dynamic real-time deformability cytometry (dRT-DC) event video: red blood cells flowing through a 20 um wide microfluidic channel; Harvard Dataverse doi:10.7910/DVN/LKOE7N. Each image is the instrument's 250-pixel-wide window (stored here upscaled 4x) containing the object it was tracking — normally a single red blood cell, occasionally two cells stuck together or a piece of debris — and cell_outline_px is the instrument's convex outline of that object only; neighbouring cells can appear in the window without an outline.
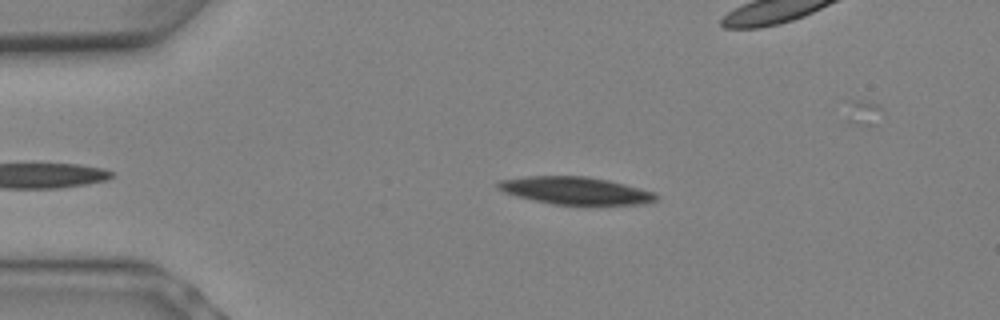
{"species": "Egyptian fruit bat (a non-hibernating species)", "species_latin": "Rousettus aegyptiacus", "temperature_condition": "warm", "stored_images_in_passage": 6, "segment_of_instrument_passage": [1, 2], "camera_frame_rate_fps": 3000, "um_per_image_px": 0.085, "animal": {"sex": "female"}, "frame": {"image": 1, "passage_image": 2, "time_ms": 0.333, "image_size_px": [1000, 320], "cell_outline_px": [[660, 196], [656, 200], [644, 204], [552, 204], [504, 192], [496, 188], [496, 184], [500, 180], [528, 176], [588, 176], [608, 180], [656, 192]], "centroid_in_image_um": [48.95, 16.19], "position_along_channel_um": 36.1, "area_um2": 25.09}}
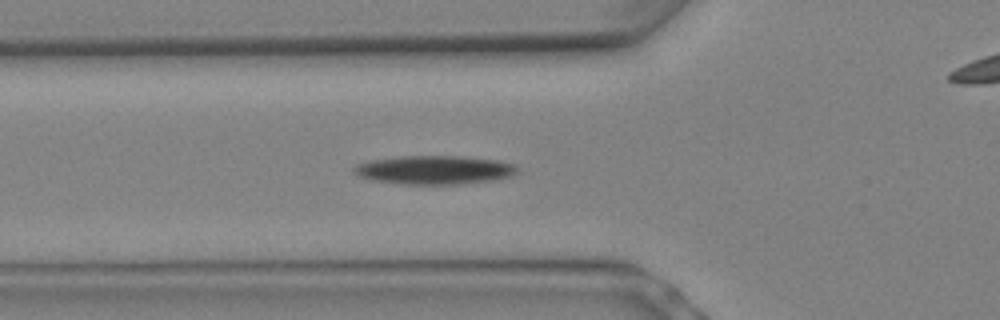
{"frame": {"image": 2, "passage_image": 5, "time_ms": 1.333, "image_size_px": [1000, 320], "cell_outline_px": [[520, 168], [512, 176], [488, 180], [460, 184], [404, 184], [376, 180], [356, 176], [352, 172], [352, 168], [360, 164], [372, 160], [400, 156], [464, 156], [500, 160], [512, 164]], "centroid_in_image_um": [36.93, 14.43], "position_along_channel_um": 88.9, "area_um2": 27.17}}